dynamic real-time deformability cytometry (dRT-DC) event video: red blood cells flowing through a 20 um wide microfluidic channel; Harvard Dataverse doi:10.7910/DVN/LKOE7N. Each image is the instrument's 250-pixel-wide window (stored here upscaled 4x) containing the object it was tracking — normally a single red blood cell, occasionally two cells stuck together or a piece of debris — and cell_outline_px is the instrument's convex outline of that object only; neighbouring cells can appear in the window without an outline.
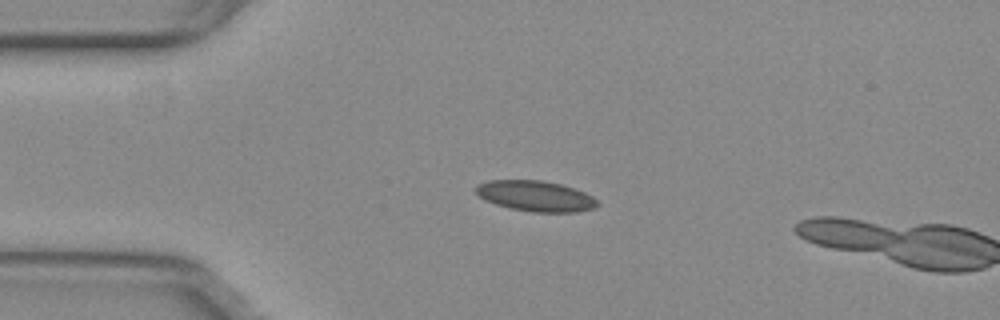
{"species": "common noctule bat (a hibernating species)", "species_latin": "Nyctalus noctula", "temperature_condition": "warm", "stored_images_in_passage": 14, "camera_frame_rate_fps": 3000, "um_per_image_px": 0.085, "animal": {"sex": "female", "body_mass_g": 29.2, "forearm_length_mm": 56.3}, "frame": {"image": 1, "passage_image": 12, "time_ms": 3.667, "image_size_px": [1000, 320], "cell_outline_px": [[600, 204], [596, 208], [576, 212], [532, 212], [512, 208], [496, 204], [484, 200], [476, 192], [476, 184], [488, 180], [540, 180], [560, 184], [584, 192], [592, 196]], "centroid_in_image_um": [45.53, 16.66], "position_along_channel_um": 39.5, "area_um2": 21.62}}